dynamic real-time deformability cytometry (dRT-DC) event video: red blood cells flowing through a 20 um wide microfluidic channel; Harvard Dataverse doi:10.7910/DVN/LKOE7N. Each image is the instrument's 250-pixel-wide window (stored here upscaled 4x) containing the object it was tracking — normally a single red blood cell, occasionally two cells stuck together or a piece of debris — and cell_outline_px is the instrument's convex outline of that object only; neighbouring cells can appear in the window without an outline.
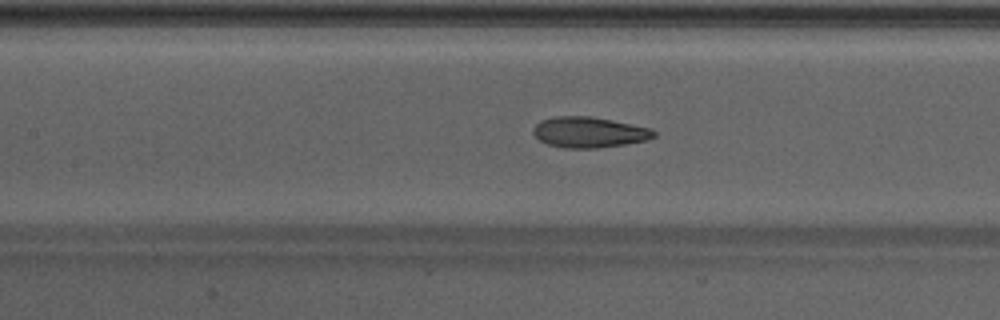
{"species": "Egyptian fruit bat (a non-hibernating species)", "species_latin": "Rousettus aegyptiacus", "temperature_condition": "warm", "stored_images_in_passage": 48, "camera_frame_rate_fps": 3000, "um_per_image_px": 0.085, "animal": {"sex": "male"}, "frame": {"image": 1, "passage_image": 22, "time_ms": 7.0, "image_size_px": [1000, 320], "cell_outline_px": [[656, 136], [648, 140], [624, 144], [596, 148], [564, 148], [548, 144], [540, 140], [532, 132], [532, 128], [540, 120], [556, 116], [588, 116], [612, 120], [652, 128], [656, 132]], "centroid_in_image_um": [50.08, 11.24], "position_along_channel_um": 157.3, "area_um2": 21.62}}
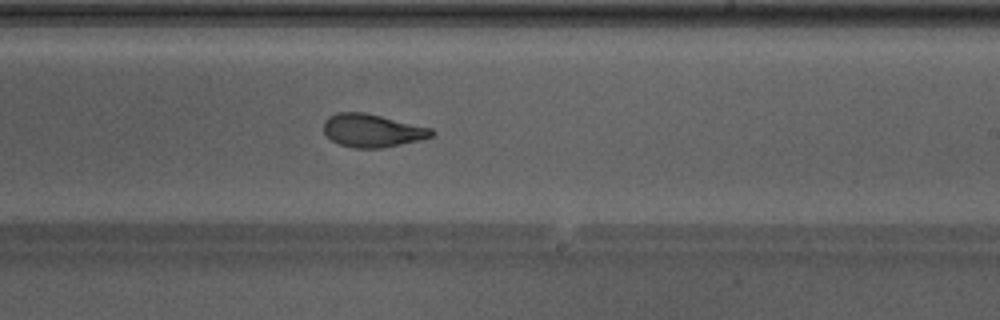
{"frame": {"image": 2, "passage_image": 29, "time_ms": 9.333, "image_size_px": [1000, 320], "cell_outline_px": [[436, 132], [432, 136], [420, 140], [380, 148], [352, 148], [340, 144], [332, 140], [324, 132], [324, 120], [328, 116], [336, 112], [364, 112], [432, 128]], "centroid_in_image_um": [31.63, 11.09], "position_along_channel_um": 257.4, "area_um2": 20.75}}
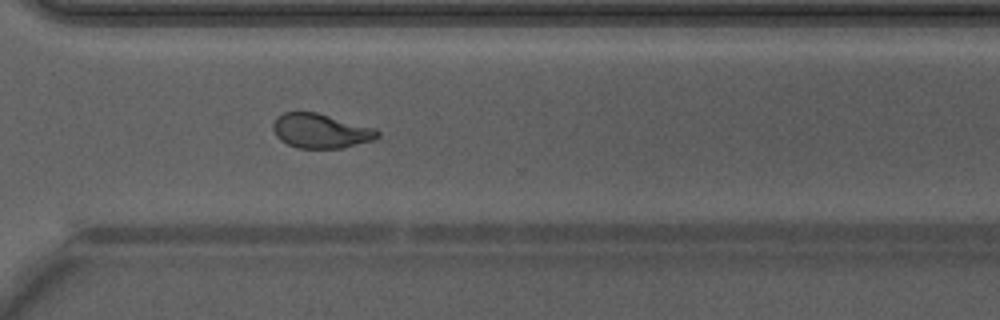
{"frame": {"image": 3, "passage_image": 35, "time_ms": 11.333, "image_size_px": [1000, 320], "cell_outline_px": [[380, 136], [372, 140], [340, 148], [296, 148], [280, 140], [276, 136], [272, 128], [272, 124], [284, 112], [316, 112], [376, 128], [380, 132]], "centroid_in_image_um": [27.26, 11.13], "position_along_channel_um": 343.3, "area_um2": 20.87}, "authors_computed_cell_mechanics": {"area_um2": 21.7906, "velocity_mm_per_s": 4.2998, "shape_relaxation_time_tau1_ms": 3.6509, "shape_relaxation_time_tau2_ms": 0.9755, "deformation_change_tau1": 0.1533, "deformation_change_tau2": 0.0686}}